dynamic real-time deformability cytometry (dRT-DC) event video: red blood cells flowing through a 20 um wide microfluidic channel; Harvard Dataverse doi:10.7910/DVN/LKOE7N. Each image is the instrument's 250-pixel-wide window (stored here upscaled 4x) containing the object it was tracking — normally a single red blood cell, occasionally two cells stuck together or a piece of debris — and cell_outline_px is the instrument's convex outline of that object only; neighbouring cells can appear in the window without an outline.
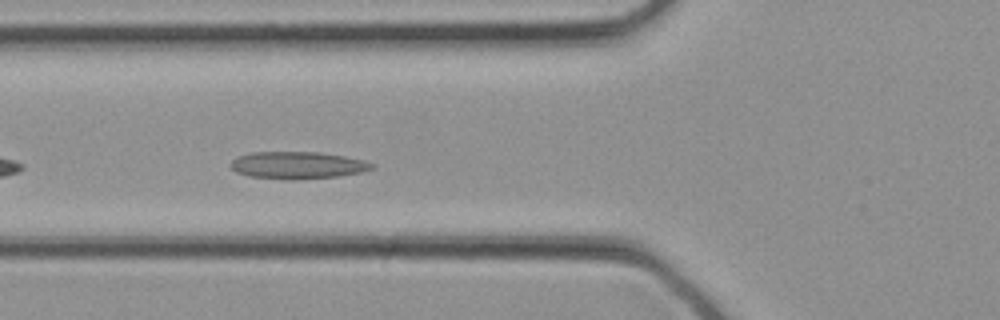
{"species": "common noctule bat (a hibernating species)", "species_latin": "Nyctalus noctula", "temperature_condition": "cold", "stored_images_in_passage": 20, "camera_frame_rate_fps": 3000, "um_per_image_px": 0.085, "animal": {"sex": "female", "body_mass_g": 21.9}, "frame": {"image": 1, "passage_image": 6, "time_ms": 1.667, "image_size_px": [1000, 320], "cell_outline_px": [[376, 164], [372, 168], [360, 172], [340, 176], [296, 180], [288, 180], [248, 176], [236, 172], [228, 164], [236, 156], [252, 152], [320, 152], [344, 156], [364, 160]], "centroid_in_image_um": [25.26, 14.04], "position_along_channel_um": 100.5, "area_um2": 22.6}}
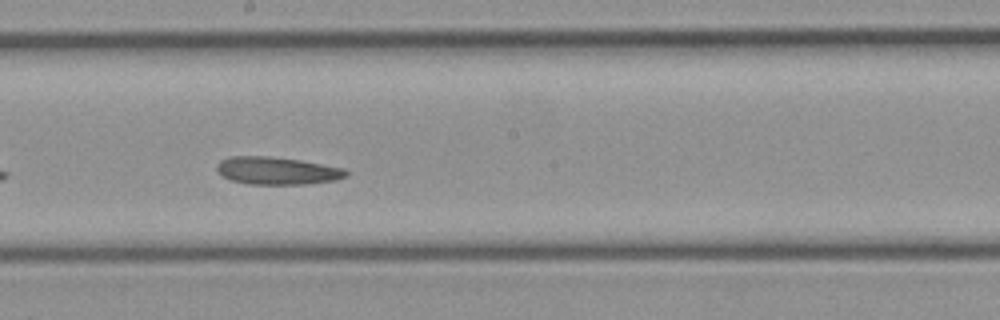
{"frame": {"image": 2, "passage_image": 12, "time_ms": 3.667, "image_size_px": [1000, 320], "cell_outline_px": [[348, 176], [336, 180], [304, 184], [248, 184], [232, 180], [224, 176], [216, 168], [216, 164], [220, 160], [228, 156], [268, 156], [300, 160], [344, 168], [348, 172]], "centroid_in_image_um": [23.55, 14.5], "position_along_channel_um": 224.6, "area_um2": 20.75}}
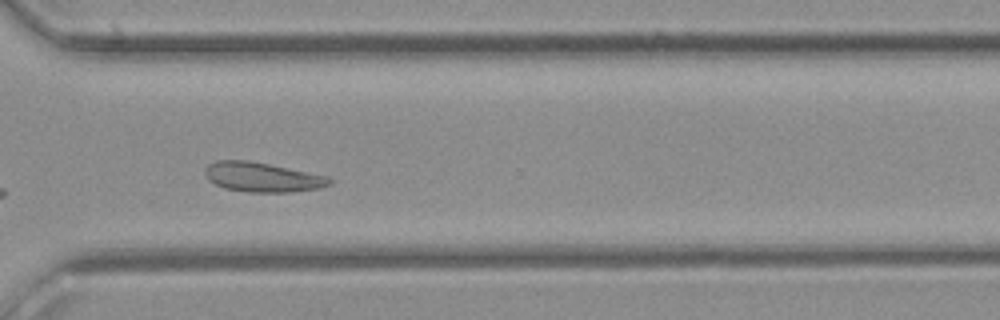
{"frame": {"image": 3, "passage_image": 18, "time_ms": 5.667, "image_size_px": [1000, 320], "cell_outline_px": [[332, 184], [320, 188], [292, 192], [248, 192], [224, 188], [208, 180], [204, 172], [204, 168], [208, 164], [216, 160], [248, 160], [328, 176], [332, 180]], "centroid_in_image_um": [22.28, 15.06], "position_along_channel_um": 348.3, "area_um2": 21.5}}